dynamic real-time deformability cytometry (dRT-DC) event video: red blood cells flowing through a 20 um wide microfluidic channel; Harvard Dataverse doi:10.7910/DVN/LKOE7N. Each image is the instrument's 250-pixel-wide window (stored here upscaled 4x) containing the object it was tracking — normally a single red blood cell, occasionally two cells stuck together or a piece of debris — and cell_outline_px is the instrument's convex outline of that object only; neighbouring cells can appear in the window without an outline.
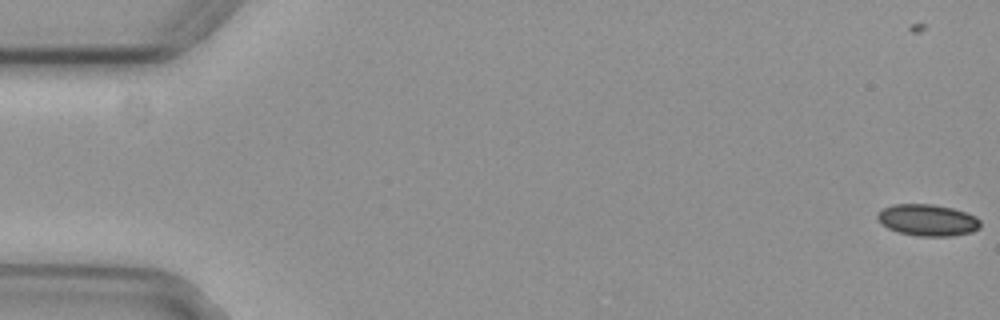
{"species": "common noctule bat (a hibernating species)", "species_latin": "Nyctalus noctula", "temperature_condition": "cold", "stored_images_in_passage": 59, "camera_frame_rate_fps": 3000, "um_per_image_px": 0.085, "animal": {"sex": "female", "body_mass_g": 29.2, "forearm_length_mm": 56.3}, "frame": {"image": 1, "passage_image": 3, "time_ms": 0.667, "image_size_px": [1000, 320], "cell_outline_px": [[980, 228], [972, 232], [952, 236], [920, 236], [900, 232], [888, 228], [876, 216], [884, 208], [892, 204], [932, 204], [952, 208], [976, 216], [980, 220]], "centroid_in_image_um": [78.89, 18.7], "position_along_channel_um": 6.1, "area_um2": 18.73}}
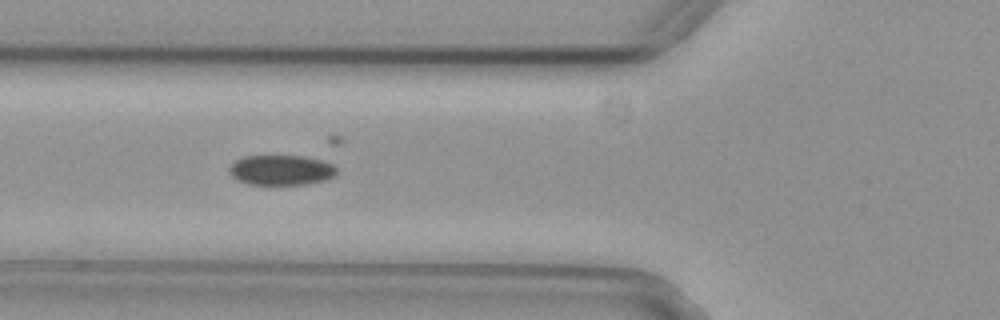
{"frame": {"image": 2, "passage_image": 23, "time_ms": 7.333, "image_size_px": [1000, 320], "cell_outline_px": [[336, 172], [332, 176], [324, 180], [308, 184], [272, 188], [248, 184], [236, 180], [228, 172], [228, 168], [236, 160], [244, 156], [304, 156], [320, 160], [332, 164], [336, 168]], "centroid_in_image_um": [23.83, 14.51], "position_along_channel_um": 102.0, "area_um2": 19.59}}
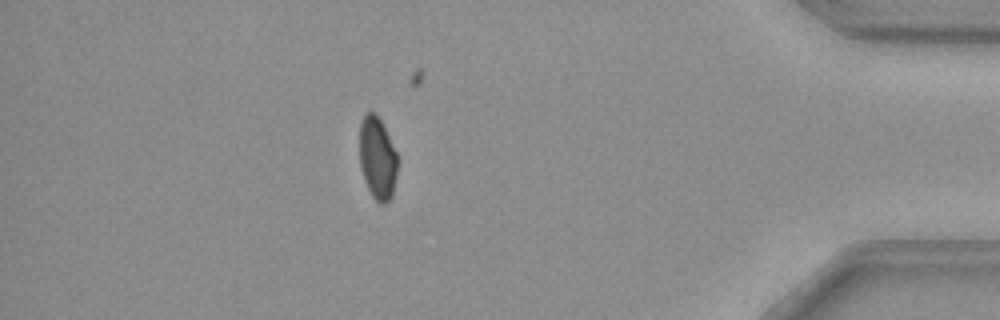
{"frame": {"image": 3, "passage_image": 51, "time_ms": 16.667, "image_size_px": [1000, 320], "cell_outline_px": [[400, 160], [392, 196], [384, 204], [380, 204], [372, 196], [364, 180], [360, 164], [360, 120], [368, 112], [372, 112], [380, 120], [400, 156]], "centroid_in_image_um": [32.12, 13.47], "position_along_channel_um": 403.1, "area_um2": 18.55}, "authors_computed_cell_mechanics": {"area_um2": 19.5942, "velocity_mm_per_s": 3.7391, "shape_relaxation_time_tau1_ms": null, "shape_relaxation_time_tau2_ms": 8.6635, "deformation_change_tau1": null, "deformation_change_tau2": 0.0987}}